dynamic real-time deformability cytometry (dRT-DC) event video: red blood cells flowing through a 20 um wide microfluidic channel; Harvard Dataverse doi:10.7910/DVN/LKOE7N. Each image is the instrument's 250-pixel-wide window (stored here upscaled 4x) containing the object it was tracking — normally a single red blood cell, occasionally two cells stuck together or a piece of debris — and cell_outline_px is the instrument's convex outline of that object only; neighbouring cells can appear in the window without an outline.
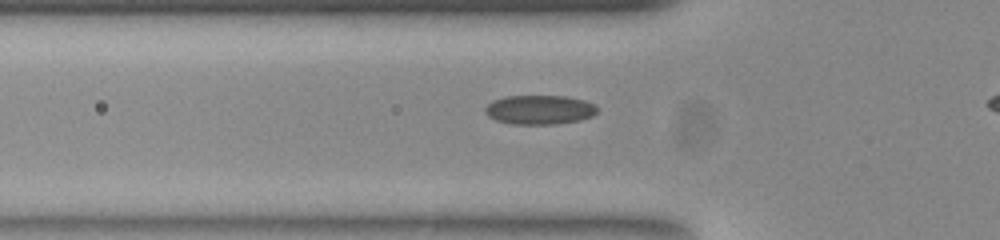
{"species": "common noctule bat (a hibernating species)", "species_latin": "Nyctalus noctula", "temperature_condition": "room temperature", "stored_images_in_passage": 34, "camera_frame_rate_fps": 3000, "um_per_image_px": 0.085, "animal": {"sex": "female", "body_mass_g": 23.0, "forearm_length_mm": 53.4}, "frame": {"image": 1, "passage_image": 8, "time_ms": 2.333, "image_size_px": [1000, 240], "cell_outline_px": [[596, 112], [592, 116], [580, 120], [556, 124], [512, 124], [496, 120], [488, 116], [484, 112], [484, 108], [492, 100], [504, 96], [564, 96], [584, 100], [596, 104]], "centroid_in_image_um": [45.83, 9.32], "position_along_channel_um": 80.0, "area_um2": 19.19}}
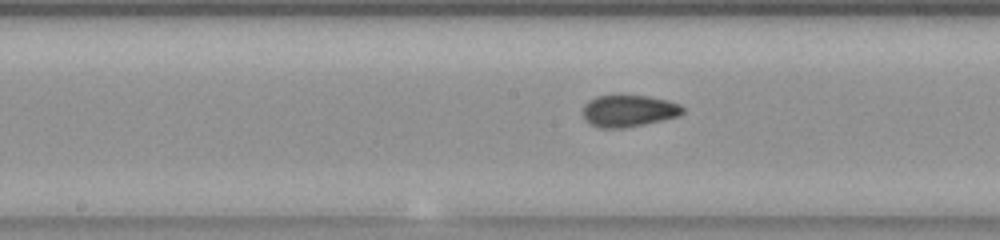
{"frame": {"image": 2, "passage_image": 17, "time_ms": 5.333, "image_size_px": [1000, 240], "cell_outline_px": [[684, 112], [680, 116], [644, 124], [624, 128], [600, 128], [584, 120], [584, 104], [588, 100], [596, 96], [648, 96], [668, 100], [680, 104], [684, 108]], "centroid_in_image_um": [53.46, 9.43], "position_along_channel_um": 194.7, "area_um2": 18.5}}
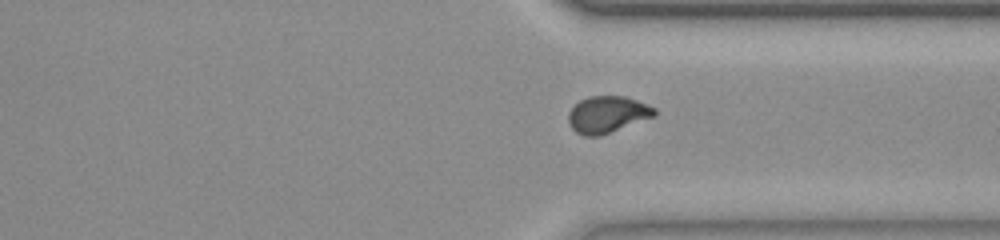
{"frame": {"image": 3, "passage_image": 30, "time_ms": 9.667, "image_size_px": [1000, 240], "cell_outline_px": [[656, 116], [600, 136], [584, 136], [576, 132], [568, 124], [568, 112], [580, 100], [588, 96], [624, 96], [648, 104], [656, 108]], "centroid_in_image_um": [51.63, 9.73], "position_along_channel_um": 359.8, "area_um2": 18.55}}